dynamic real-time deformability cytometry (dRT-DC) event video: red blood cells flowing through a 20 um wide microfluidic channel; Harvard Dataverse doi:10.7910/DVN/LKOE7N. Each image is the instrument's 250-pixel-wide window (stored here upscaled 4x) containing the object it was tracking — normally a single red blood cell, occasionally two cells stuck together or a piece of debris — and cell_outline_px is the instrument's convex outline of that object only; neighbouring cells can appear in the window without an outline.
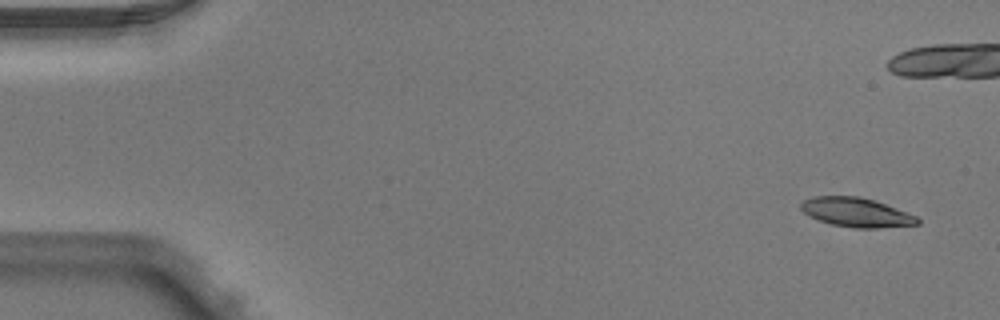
{"species": "Egyptian fruit bat (a non-hibernating species)", "species_latin": "Rousettus aegyptiacus", "temperature_condition": "warm", "stored_images_in_passage": 3, "camera_frame_rate_fps": 3000, "um_per_image_px": 0.085, "animal": {"sex": "male"}, "frame": {"image": 1, "passage_image": 1, "time_ms": 0.0, "image_size_px": [1000, 320], "cell_outline_px": [[920, 224], [876, 228], [852, 228], [832, 224], [820, 220], [804, 212], [800, 208], [800, 204], [804, 200], [812, 196], [860, 196], [884, 204], [916, 216], [920, 220]], "centroid_in_image_um": [72.77, 18.05], "position_along_channel_um": 12.2, "area_um2": 19.54}}